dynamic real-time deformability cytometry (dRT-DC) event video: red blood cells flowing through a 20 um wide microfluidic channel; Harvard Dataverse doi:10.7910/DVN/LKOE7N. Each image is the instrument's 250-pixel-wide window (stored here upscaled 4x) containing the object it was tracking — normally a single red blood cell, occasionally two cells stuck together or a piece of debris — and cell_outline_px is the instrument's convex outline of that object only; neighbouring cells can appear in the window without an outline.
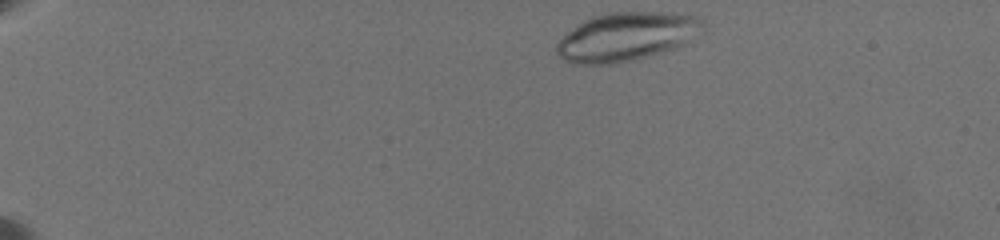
{"species": "common noctule bat (a hibernating species)", "species_latin": "Nyctalus noctula", "temperature_condition": "warm", "stored_images_in_passage": 18, "camera_frame_rate_fps": 3000, "um_per_image_px": 0.085, "animal": {"sex": "female", "body_mass_g": 19.5, "forearm_length_mm": 54.1}, "frame": {"image": 1, "passage_image": 1, "time_ms": 0.0, "image_size_px": [1000, 240], "cell_outline_px": [[704, 32], [684, 44], [676, 48], [664, 52], [616, 64], [576, 64], [564, 60], [556, 52], [556, 44], [568, 32], [584, 20], [592, 16], [608, 12], [660, 12], [700, 16], [704, 20]], "centroid_in_image_um": [53.31, 3.11], "position_along_channel_um": 31.7, "area_um2": 41.67}}